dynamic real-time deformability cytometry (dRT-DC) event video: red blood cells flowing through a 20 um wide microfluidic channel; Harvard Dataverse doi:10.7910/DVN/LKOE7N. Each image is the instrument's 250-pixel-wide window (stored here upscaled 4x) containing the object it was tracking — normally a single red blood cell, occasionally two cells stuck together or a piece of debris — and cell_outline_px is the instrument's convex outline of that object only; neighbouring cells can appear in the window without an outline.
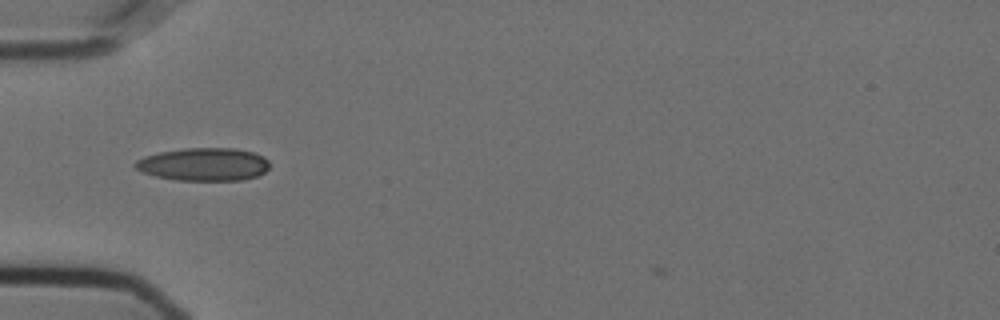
{"species": "Egyptian fruit bat (a non-hibernating species)", "species_latin": "Rousettus aegyptiacus", "temperature_condition": "cold", "stored_images_in_passage": 39, "camera_frame_rate_fps": 3000, "um_per_image_px": 0.085, "animal": {"sex": "female"}, "frame": {"image": 1, "passage_image": 1, "time_ms": 0.0, "image_size_px": [1000, 320], "cell_outline_px": [[268, 168], [264, 172], [256, 176], [244, 180], [176, 180], [156, 176], [144, 172], [136, 168], [132, 164], [136, 160], [144, 156], [160, 152], [184, 148], [232, 148], [256, 152], [264, 156], [268, 160]], "centroid_in_image_um": [17.33, 13.96], "position_along_channel_um": 67.7, "area_um2": 25.84}}
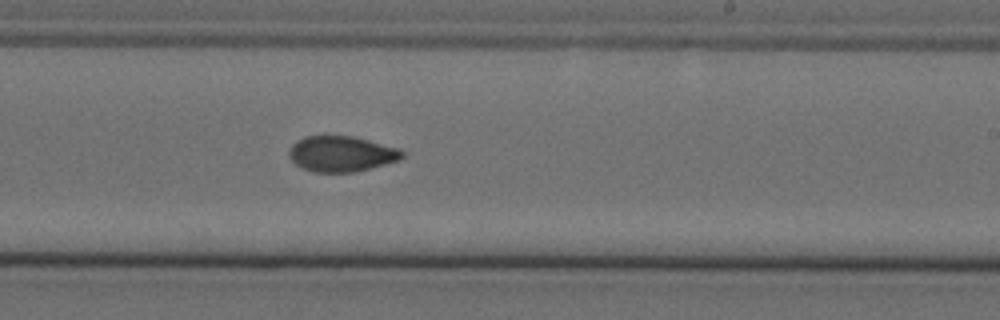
{"frame": {"image": 2, "passage_image": 17, "time_ms": 5.333, "image_size_px": [1000, 320], "cell_outline_px": [[404, 156], [400, 160], [356, 172], [312, 172], [300, 168], [288, 156], [288, 152], [292, 144], [296, 140], [304, 136], [352, 136], [400, 148], [404, 152]], "centroid_in_image_um": [29.01, 13.08], "position_along_channel_um": 260.0, "area_um2": 23.7}}
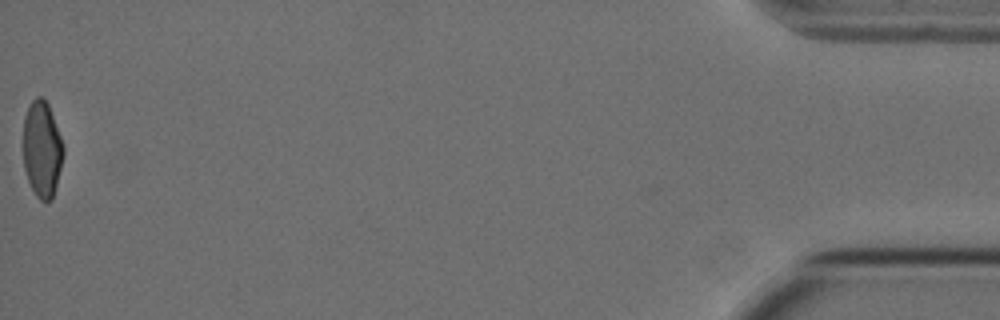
{"frame": {"image": 3, "passage_image": 39, "time_ms": 12.667, "image_size_px": [1000, 320], "cell_outline_px": [[64, 156], [52, 200], [40, 200], [36, 196], [28, 180], [24, 168], [24, 116], [28, 104], [36, 96], [40, 96], [48, 104], [60, 136], [64, 148]], "centroid_in_image_um": [3.57, 12.67], "position_along_channel_um": 431.6, "area_um2": 22.37}, "authors_computed_cell_mechanics": {"area_um2": 23.6402, "velocity_mm_per_s": 3.6025, "shape_relaxation_time_tau1_ms": null, "shape_relaxation_time_tau2_ms": 1.9958, "deformation_change_tau1": null, "deformation_change_tau2": 0.0605}}